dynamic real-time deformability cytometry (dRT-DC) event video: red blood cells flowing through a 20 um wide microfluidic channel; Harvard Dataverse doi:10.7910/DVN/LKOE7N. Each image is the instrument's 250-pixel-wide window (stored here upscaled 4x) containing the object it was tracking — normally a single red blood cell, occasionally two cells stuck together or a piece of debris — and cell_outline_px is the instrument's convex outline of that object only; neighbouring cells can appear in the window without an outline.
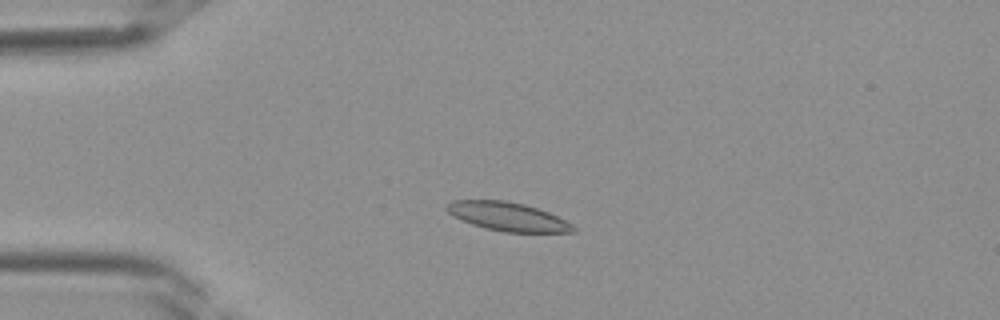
{"species": "Egyptian fruit bat (a non-hibernating species)", "species_latin": "Rousettus aegyptiacus", "temperature_condition": "room temperature", "stored_images_in_passage": 39, "camera_frame_rate_fps": 3000, "um_per_image_px": 0.085, "frame": {"image": 1, "passage_image": 9, "time_ms": 2.667, "image_size_px": [1000, 320], "cell_outline_px": [[576, 232], [504, 232], [484, 228], [460, 220], [452, 216], [444, 208], [452, 200], [504, 200], [524, 204], [548, 212], [572, 224], [576, 228]], "centroid_in_image_um": [43.12, 18.41], "position_along_channel_um": 41.9, "area_um2": 21.1}}
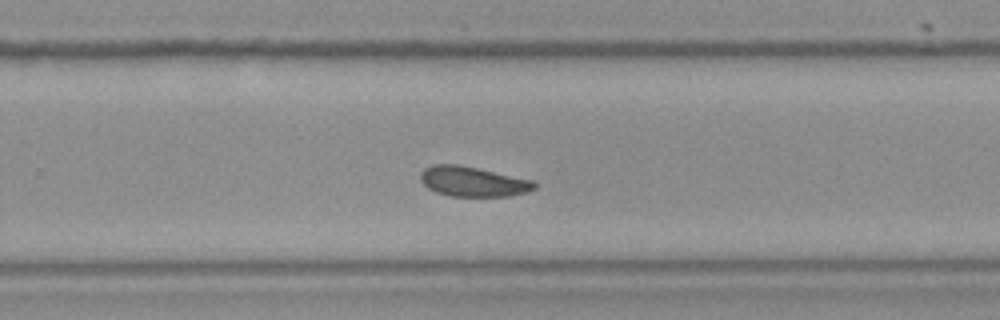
{"frame": {"image": 2, "passage_image": 25, "time_ms": 8.0, "image_size_px": [1000, 320], "cell_outline_px": [[536, 188], [528, 192], [508, 196], [448, 196], [436, 192], [428, 188], [420, 180], [420, 172], [424, 168], [432, 164], [456, 164], [536, 180]], "centroid_in_image_um": [40.21, 15.43], "position_along_channel_um": 289.6, "area_um2": 20.06}}
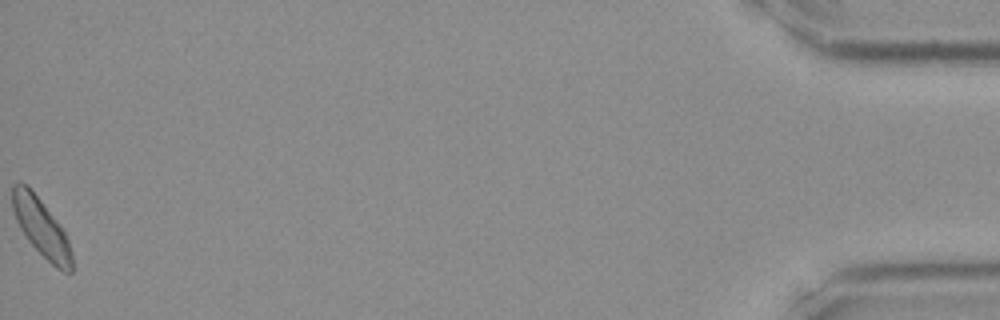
{"frame": {"image": 3, "passage_image": 39, "time_ms": 12.667, "image_size_px": [1000, 320], "cell_outline_px": [[72, 272], [64, 272], [56, 268], [28, 240], [20, 228], [16, 220], [12, 208], [12, 184], [24, 184], [40, 200], [60, 224], [68, 240], [72, 252]], "centroid_in_image_um": [3.52, 19.37], "position_along_channel_um": 431.7, "area_um2": 19.59}}